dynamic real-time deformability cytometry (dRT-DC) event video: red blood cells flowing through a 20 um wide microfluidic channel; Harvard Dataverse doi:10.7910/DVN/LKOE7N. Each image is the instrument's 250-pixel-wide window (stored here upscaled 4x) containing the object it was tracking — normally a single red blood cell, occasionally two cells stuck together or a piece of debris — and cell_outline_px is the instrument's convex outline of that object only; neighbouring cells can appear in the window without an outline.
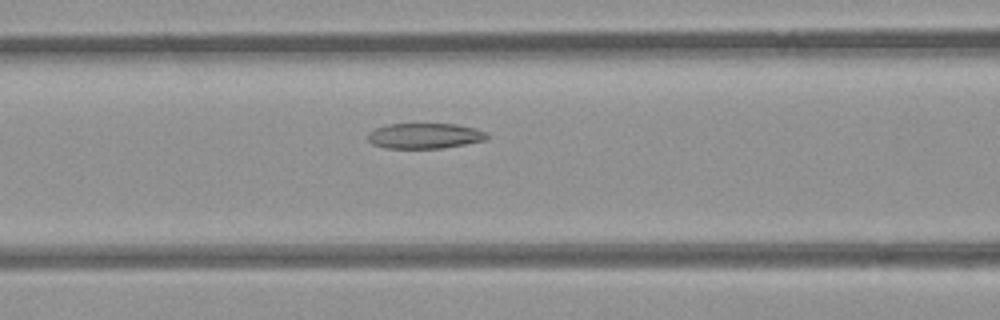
{"species": "common noctule bat (a hibernating species)", "species_latin": "Nyctalus noctula", "temperature_condition": "room temperature", "stored_images_in_passage": 6, "camera_frame_rate_fps": 3000, "um_per_image_px": 0.085, "animal": {"sex": "female", "body_mass_g": 21.9}, "frame": {"image": 1, "passage_image": 5, "time_ms": 5.333, "image_size_px": [1000, 320], "cell_outline_px": [[488, 140], [440, 148], [384, 148], [372, 144], [368, 140], [368, 132], [376, 128], [388, 124], [456, 124], [476, 128], [484, 132], [488, 136]], "centroid_in_image_um": [36.09, 11.54], "position_along_channel_um": 130.5, "area_um2": 17.63}}